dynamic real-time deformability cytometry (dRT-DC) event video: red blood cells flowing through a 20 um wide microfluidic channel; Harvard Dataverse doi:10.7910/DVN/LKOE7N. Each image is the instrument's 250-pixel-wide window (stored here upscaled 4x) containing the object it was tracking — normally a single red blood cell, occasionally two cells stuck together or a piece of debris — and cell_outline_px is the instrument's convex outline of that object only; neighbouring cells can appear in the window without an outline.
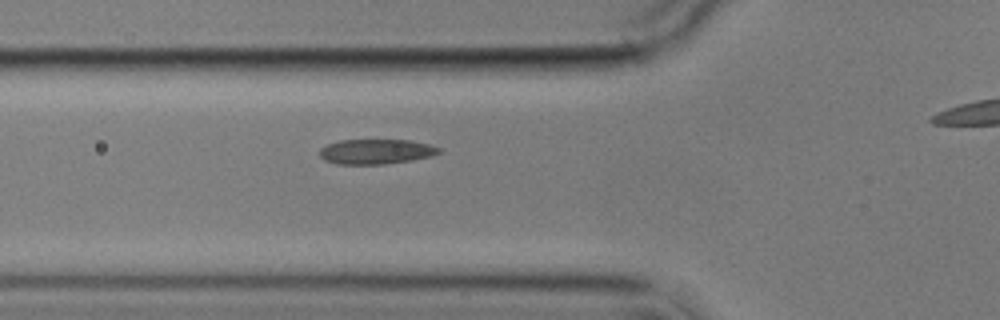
{"species": "common noctule bat (a hibernating species)", "species_latin": "Nyctalus noctula", "temperature_condition": "cold", "stored_images_in_passage": 8, "camera_frame_rate_fps": 3000, "um_per_image_px": 0.085, "animal": {"sex": "male", "body_mass_g": 17.9}, "frame": {"image": 1, "passage_image": 7, "time_ms": 7.667, "image_size_px": [1000, 320], "cell_outline_px": [[440, 152], [432, 156], [412, 160], [384, 164], [336, 164], [324, 160], [320, 156], [320, 148], [328, 144], [340, 140], [408, 140], [428, 144], [440, 148]], "centroid_in_image_um": [31.94, 12.89], "position_along_channel_um": 93.9, "area_um2": 17.28}}